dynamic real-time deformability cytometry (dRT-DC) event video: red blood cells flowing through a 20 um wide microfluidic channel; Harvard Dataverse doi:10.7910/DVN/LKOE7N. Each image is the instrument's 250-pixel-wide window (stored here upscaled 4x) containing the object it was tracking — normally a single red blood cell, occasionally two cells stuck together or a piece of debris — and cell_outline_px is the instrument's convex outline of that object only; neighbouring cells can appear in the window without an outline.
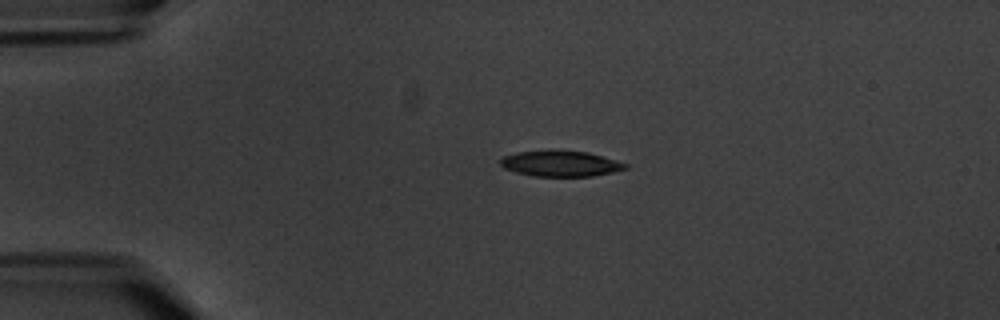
{"species": "common noctule bat (a hibernating species)", "species_latin": "Nyctalus noctula", "temperature_condition": "warm", "stored_images_in_passage": 14, "camera_frame_rate_fps": 3000, "um_per_image_px": 0.085, "animal": {"sex": "male", "body_mass_g": 20.1, "forearm_length_mm": 53.5}, "frame": {"image": 1, "passage_image": 2, "time_ms": 2.333, "image_size_px": [1000, 320], "cell_outline_px": [[628, 168], [612, 172], [592, 176], [532, 176], [516, 172], [504, 168], [500, 164], [500, 160], [504, 156], [516, 152], [552, 148], [588, 152], [628, 164]], "centroid_in_image_um": [47.61, 13.87], "position_along_channel_um": 37.4, "area_um2": 19.13}}
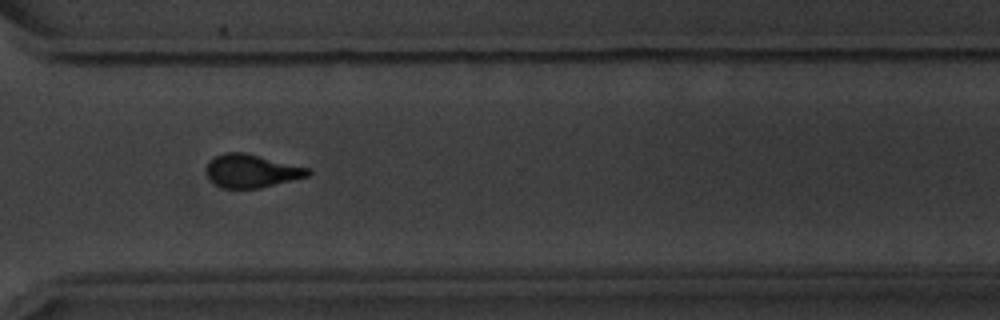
{"frame": {"image": 2, "passage_image": 11, "time_ms": 12.667, "image_size_px": [1000, 320], "cell_outline_px": [[312, 172], [308, 176], [260, 188], [224, 188], [216, 184], [208, 176], [204, 168], [208, 160], [216, 156], [228, 152], [244, 152], [312, 168]], "centroid_in_image_um": [21.4, 14.52], "position_along_channel_um": 349.2, "area_um2": 19.77}}
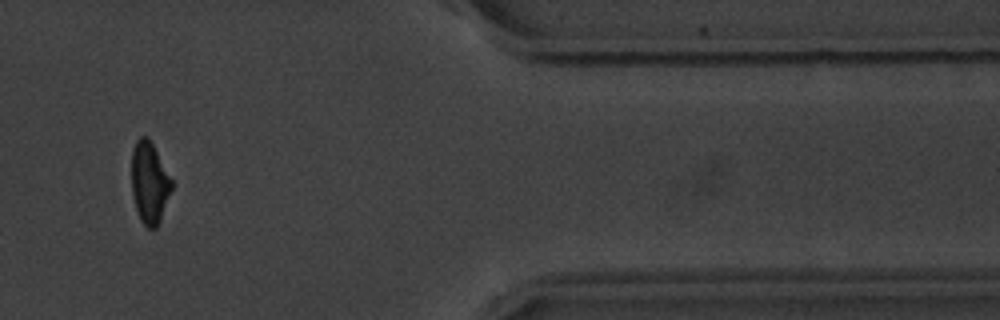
{"frame": {"image": 3, "passage_image": 12, "time_ms": 15.0, "image_size_px": [1000, 320], "cell_outline_px": [[172, 188], [160, 220], [156, 228], [148, 228], [140, 220], [132, 196], [132, 148], [136, 140], [140, 136], [148, 136], [172, 180]], "centroid_in_image_um": [12.69, 15.51], "position_along_channel_um": 398.7, "area_um2": 18.9}, "authors_computed_cell_mechanics": {"area_um2": 19.3919, "velocity_mm_per_s": 3.3925, "shape_relaxation_time_tau1_ms": 3.2365, "shape_relaxation_time_tau2_ms": 2.228, "deformation_change_tau1": 0.1148, "deformation_change_tau2": 0.0806}}